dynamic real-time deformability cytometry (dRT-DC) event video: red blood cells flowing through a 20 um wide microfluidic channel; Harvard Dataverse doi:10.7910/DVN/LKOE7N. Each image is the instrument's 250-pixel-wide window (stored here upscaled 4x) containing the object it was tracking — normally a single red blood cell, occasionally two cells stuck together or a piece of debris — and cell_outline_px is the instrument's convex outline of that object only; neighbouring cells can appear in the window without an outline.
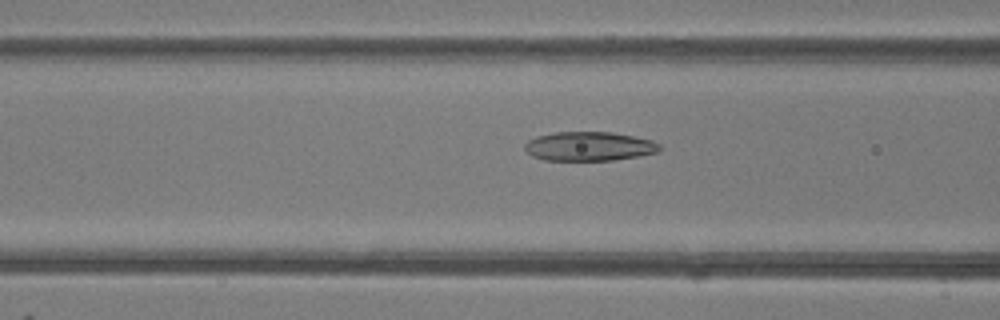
{"species": "common noctule bat (a hibernating species)", "species_latin": "Nyctalus noctula", "temperature_condition": "room temperature", "stored_images_in_passage": 48, "camera_frame_rate_fps": 3000, "um_per_image_px": 0.085, "animal": {"sex": "female"}, "frame": {"image": 1, "passage_image": 19, "time_ms": 6.0, "image_size_px": [1000, 320], "cell_outline_px": [[660, 148], [656, 152], [640, 156], [612, 160], [544, 160], [532, 156], [524, 148], [524, 144], [528, 140], [536, 136], [556, 132], [612, 132], [652, 140], [660, 144]], "centroid_in_image_um": [50.05, 12.43], "position_along_channel_um": 116.5, "area_um2": 22.83}}
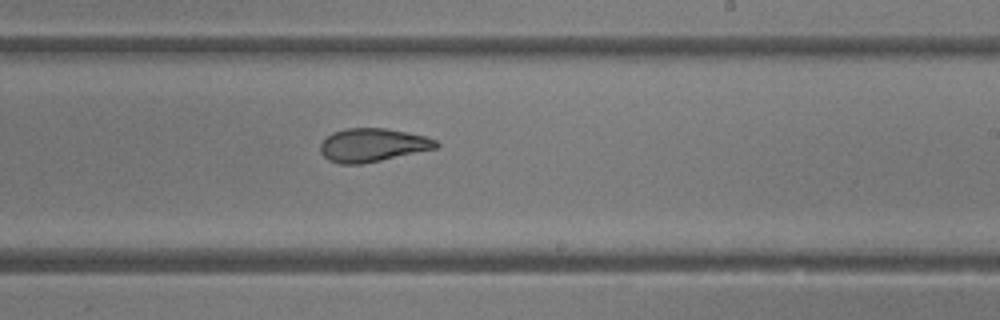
{"frame": {"image": 2, "passage_image": 29, "time_ms": 9.333, "image_size_px": [1000, 320], "cell_outline_px": [[440, 144], [436, 148], [380, 160], [360, 164], [340, 164], [328, 160], [320, 152], [320, 144], [332, 132], [344, 128], [384, 128], [408, 132], [428, 136], [436, 140]], "centroid_in_image_um": [31.66, 12.32], "position_along_channel_um": 257.3, "area_um2": 22.48}}
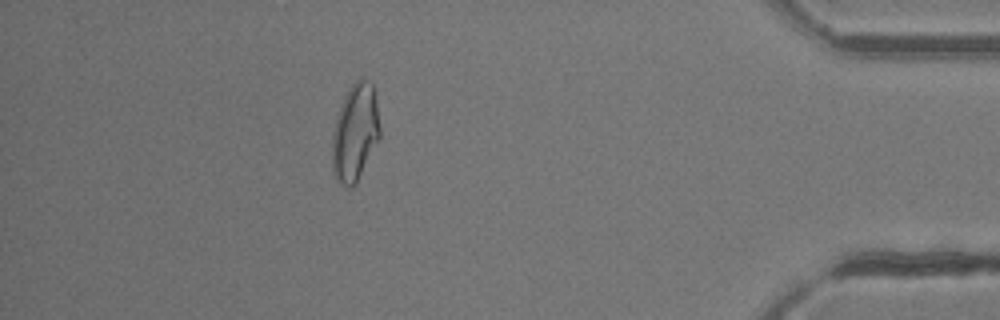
{"frame": {"image": 3, "passage_image": 43, "time_ms": 14.0, "image_size_px": [1000, 320], "cell_outline_px": [[380, 136], [356, 184], [352, 188], [348, 188], [336, 180], [332, 168], [332, 132], [344, 96], [348, 88], [360, 76], [372, 84], [376, 100], [380, 124]], "centroid_in_image_um": [30.18, 11.27], "position_along_channel_um": 405.0, "area_um2": 27.05}, "authors_computed_cell_mechanics": {"area_um2": 24.9985, "velocity_mm_per_s": 4.2196, "shape_relaxation_time_tau1_ms": 7.0903, "shape_relaxation_time_tau2_ms": 2.1412, "deformation_change_tau1": 0.2056, "deformation_change_tau2": 0.087}}